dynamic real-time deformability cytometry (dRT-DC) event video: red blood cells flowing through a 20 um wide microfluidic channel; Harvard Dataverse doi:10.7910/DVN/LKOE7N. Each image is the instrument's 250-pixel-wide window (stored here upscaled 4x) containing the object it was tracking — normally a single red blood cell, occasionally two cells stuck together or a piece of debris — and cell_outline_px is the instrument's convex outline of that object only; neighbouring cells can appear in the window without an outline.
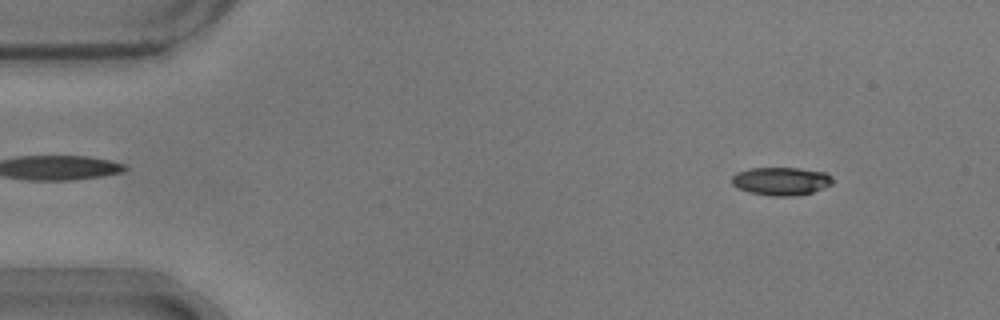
{"species": "common noctule bat (a hibernating species)", "species_latin": "Nyctalus noctula", "temperature_condition": "warm", "stored_images_in_passage": 54, "camera_frame_rate_fps": 3000, "um_per_image_px": 0.085, "animal": {"sex": "male", "body_mass_g": 17.9}, "frame": {"image": 1, "passage_image": 6, "time_ms": 1.667, "image_size_px": [1000, 320], "cell_outline_px": [[832, 184], [812, 192], [796, 196], [772, 196], [748, 192], [732, 184], [732, 176], [736, 172], [748, 168], [800, 168], [824, 172], [832, 176]], "centroid_in_image_um": [66.38, 15.39], "position_along_channel_um": 18.6, "area_um2": 16.53}}
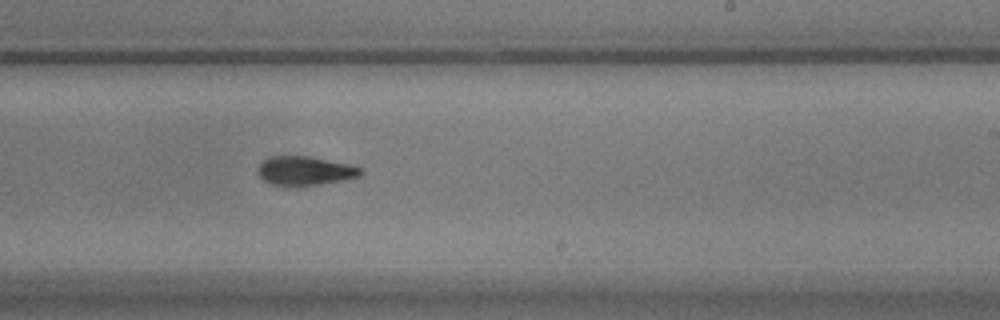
{"frame": {"image": 2, "passage_image": 33, "time_ms": 10.667, "image_size_px": [1000, 320], "cell_outline_px": [[364, 172], [360, 176], [320, 184], [296, 188], [272, 184], [264, 180], [260, 176], [260, 164], [268, 156], [308, 156], [348, 164], [360, 168]], "centroid_in_image_um": [25.91, 14.54], "position_along_channel_um": 263.1, "area_um2": 17.34}}
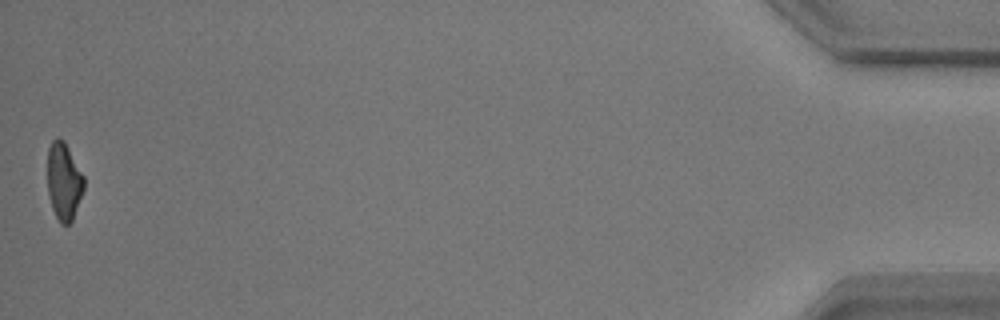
{"frame": {"image": 3, "passage_image": 54, "time_ms": 17.667, "image_size_px": [1000, 320], "cell_outline_px": [[84, 188], [72, 220], [68, 224], [60, 224], [52, 208], [48, 192], [48, 148], [52, 140], [56, 136], [64, 140], [84, 176]], "centroid_in_image_um": [5.42, 15.38], "position_along_channel_um": 429.8, "area_um2": 16.36}, "authors_computed_cell_mechanics": {"area_um2": 17.4845, "velocity_mm_per_s": 3.728, "shape_relaxation_time_tau1_ms": 4.6599, "shape_relaxation_time_tau2_ms": 3.936, "deformation_change_tau1": 0.1734, "deformation_change_tau2": 0.1133}}